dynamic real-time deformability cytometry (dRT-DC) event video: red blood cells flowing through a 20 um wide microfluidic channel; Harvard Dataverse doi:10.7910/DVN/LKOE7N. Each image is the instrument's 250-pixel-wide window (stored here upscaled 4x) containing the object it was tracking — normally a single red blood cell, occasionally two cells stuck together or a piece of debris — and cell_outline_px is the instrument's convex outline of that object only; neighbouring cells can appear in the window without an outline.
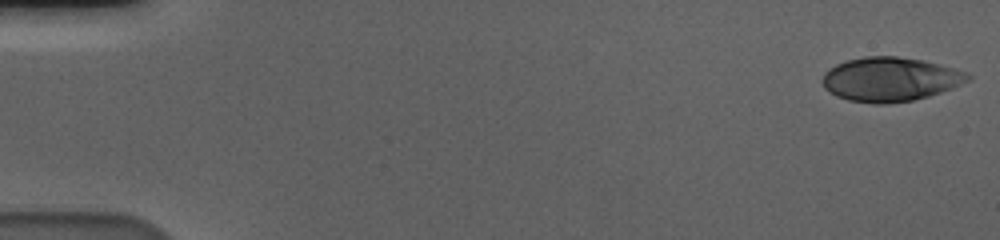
{"species": "human", "species_latin": "Homo sapiens", "temperature_condition": "cold", "stored_images_in_passage": 57, "camera_frame_rate_fps": 3000, "um_per_image_px": 0.085, "donor": {"sex": "male"}, "frame": {"image": 1, "passage_image": 1, "time_ms": 0.0, "image_size_px": [1000, 240], "cell_outline_px": [[972, 76], [968, 80], [952, 88], [928, 96], [912, 100], [884, 104], [876, 104], [848, 100], [836, 96], [828, 92], [824, 88], [820, 80], [824, 72], [828, 68], [836, 64], [848, 60], [864, 56], [896, 56], [920, 60], [968, 72]], "centroid_in_image_um": [75.6, 6.74], "position_along_channel_um": 9.4, "area_um2": 37.34}}
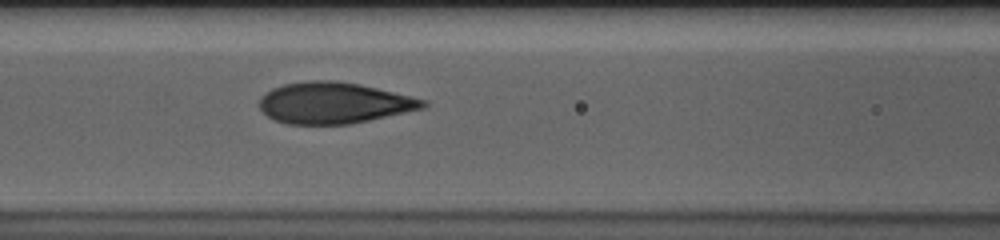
{"frame": {"image": 2, "passage_image": 25, "time_ms": 8.0, "image_size_px": [1000, 240], "cell_outline_px": [[428, 104], [424, 108], [368, 120], [348, 124], [288, 124], [272, 120], [260, 108], [260, 96], [272, 88], [284, 84], [308, 80], [332, 80], [360, 84], [428, 100]], "centroid_in_image_um": [28.36, 8.74], "position_along_channel_um": 138.2, "area_um2": 39.25}}
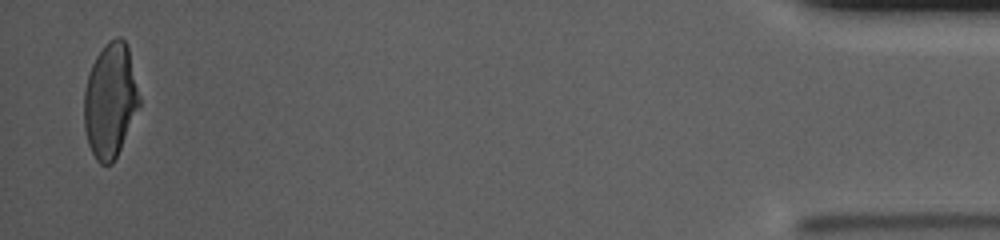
{"frame": {"image": 3, "passage_image": 56, "time_ms": 18.333, "image_size_px": [1000, 240], "cell_outline_px": [[140, 108], [112, 164], [100, 164], [96, 160], [88, 144], [84, 128], [84, 92], [88, 76], [92, 64], [96, 56], [104, 44], [108, 40], [116, 36], [120, 36], [124, 40], [128, 48], [140, 96]], "centroid_in_image_um": [9.37, 8.53], "position_along_channel_um": 425.8, "area_um2": 36.99}, "authors_computed_cell_mechanics": {"area_um2": 38.5526, "velocity_mm_per_s": 3.5883, "shape_relaxation_time_tau1_ms": 7.1231, "shape_relaxation_time_tau2_ms": 0.7098, "deformation_change_tau1": 0.2355, "deformation_change_tau2": 0.0731}}